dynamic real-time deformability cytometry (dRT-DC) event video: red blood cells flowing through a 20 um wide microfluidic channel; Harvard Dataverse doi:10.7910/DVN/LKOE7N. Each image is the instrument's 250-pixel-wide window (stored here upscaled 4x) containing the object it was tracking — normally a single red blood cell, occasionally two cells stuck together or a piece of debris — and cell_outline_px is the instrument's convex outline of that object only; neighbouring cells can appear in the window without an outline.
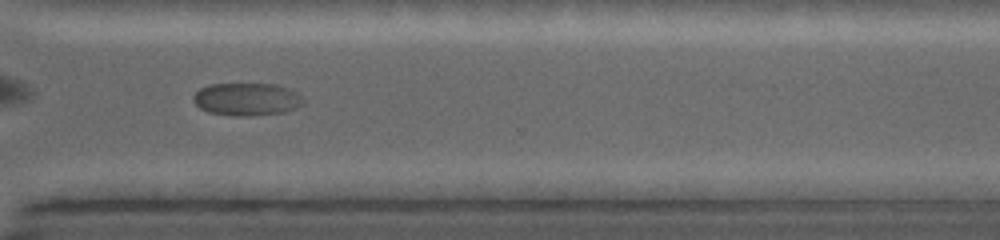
{"species": "common noctule bat (a hibernating species)", "species_latin": "Nyctalus noctula", "temperature_condition": "warm", "stored_images_in_passage": 24, "camera_frame_rate_fps": 5000, "um_per_image_px": 0.085, "animal": {"sex": "female", "body_mass_g": 19.0, "forearm_length_mm": 53.3}, "frame": {"image": 1, "passage_image": 17, "time_ms": 7.0, "image_size_px": [1000, 240], "cell_outline_px": [[304, 104], [296, 108], [284, 112], [248, 116], [232, 116], [208, 112], [200, 108], [192, 100], [192, 96], [200, 88], [212, 84], [276, 84], [296, 92], [304, 100]], "centroid_in_image_um": [20.96, 8.44], "position_along_channel_um": 349.6, "area_um2": 20.98}}